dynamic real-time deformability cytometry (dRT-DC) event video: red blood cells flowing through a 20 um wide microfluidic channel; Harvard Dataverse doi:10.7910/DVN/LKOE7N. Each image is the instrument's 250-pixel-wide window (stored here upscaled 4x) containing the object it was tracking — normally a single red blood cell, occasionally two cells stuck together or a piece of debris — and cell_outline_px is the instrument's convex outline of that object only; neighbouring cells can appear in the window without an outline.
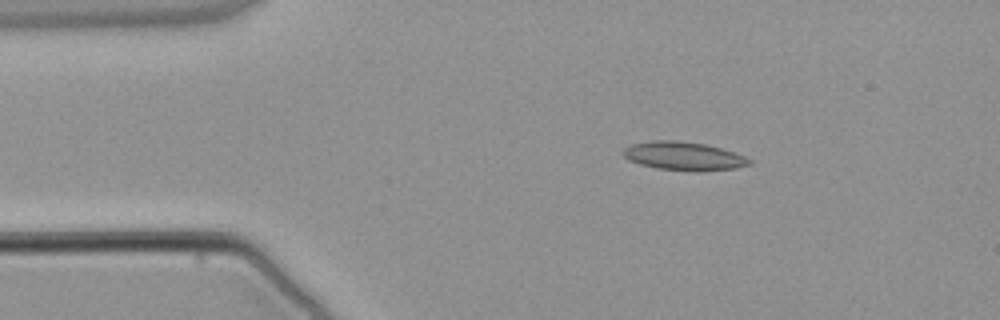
{"species": "common noctule bat (a hibernating species)", "species_latin": "Nyctalus noctula", "temperature_condition": "warm", "stored_images_in_passage": 2, "camera_frame_rate_fps": 3000, "um_per_image_px": 0.085, "animal": {"sex": "male", "body_mass_g": 21.5, "forearm_length_mm": 52.0}, "frame": {"image": 1, "passage_image": 1, "time_ms": 0.0, "image_size_px": [1000, 320], "cell_outline_px": [[752, 164], [736, 168], [656, 168], [640, 164], [628, 160], [624, 156], [624, 148], [632, 144], [652, 140], [676, 140], [704, 144], [720, 148], [744, 156], [752, 160]], "centroid_in_image_um": [58.05, 13.21], "position_along_channel_um": 26.9, "area_um2": 19.77}}